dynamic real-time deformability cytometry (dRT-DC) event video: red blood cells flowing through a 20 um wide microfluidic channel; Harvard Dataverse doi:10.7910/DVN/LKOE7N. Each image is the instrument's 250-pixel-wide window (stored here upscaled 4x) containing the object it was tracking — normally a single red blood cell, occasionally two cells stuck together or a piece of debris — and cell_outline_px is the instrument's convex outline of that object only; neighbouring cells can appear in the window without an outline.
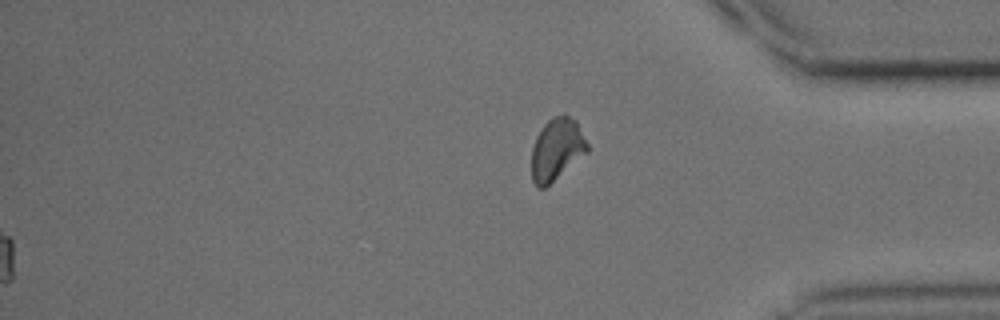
{"species": "common noctule bat (a hibernating species)", "species_latin": "Nyctalus noctula", "temperature_condition": "cold", "stored_images_in_passage": 43, "segment_of_instrument_passage": [2, 2], "camera_frame_rate_fps": 3000, "um_per_image_px": 0.085, "animal": {"sex": "male", "body_mass_g": 15.6}, "frame": {"image": 1, "passage_image": 43, "time_ms": 14.0, "image_size_px": [1000, 320], "cell_outline_px": [[588, 152], [544, 188], [536, 188], [532, 180], [532, 148], [536, 136], [544, 124], [552, 116], [568, 116], [576, 120], [588, 144]], "centroid_in_image_um": [47.31, 12.7], "position_along_channel_um": 387.9, "area_um2": 20.0}}